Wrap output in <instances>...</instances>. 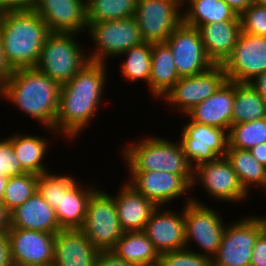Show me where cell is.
<instances>
[{
	"label": "cell",
	"instance_id": "obj_49",
	"mask_svg": "<svg viewBox=\"0 0 266 266\" xmlns=\"http://www.w3.org/2000/svg\"><path fill=\"white\" fill-rule=\"evenodd\" d=\"M8 179L9 177H0V203L3 201Z\"/></svg>",
	"mask_w": 266,
	"mask_h": 266
},
{
	"label": "cell",
	"instance_id": "obj_34",
	"mask_svg": "<svg viewBox=\"0 0 266 266\" xmlns=\"http://www.w3.org/2000/svg\"><path fill=\"white\" fill-rule=\"evenodd\" d=\"M227 138V147L244 150L266 142V118L231 125Z\"/></svg>",
	"mask_w": 266,
	"mask_h": 266
},
{
	"label": "cell",
	"instance_id": "obj_33",
	"mask_svg": "<svg viewBox=\"0 0 266 266\" xmlns=\"http://www.w3.org/2000/svg\"><path fill=\"white\" fill-rule=\"evenodd\" d=\"M137 0H86L87 24L135 16Z\"/></svg>",
	"mask_w": 266,
	"mask_h": 266
},
{
	"label": "cell",
	"instance_id": "obj_51",
	"mask_svg": "<svg viewBox=\"0 0 266 266\" xmlns=\"http://www.w3.org/2000/svg\"><path fill=\"white\" fill-rule=\"evenodd\" d=\"M143 266H164L161 261L155 262V263H151V264H146Z\"/></svg>",
	"mask_w": 266,
	"mask_h": 266
},
{
	"label": "cell",
	"instance_id": "obj_44",
	"mask_svg": "<svg viewBox=\"0 0 266 266\" xmlns=\"http://www.w3.org/2000/svg\"><path fill=\"white\" fill-rule=\"evenodd\" d=\"M12 73L13 69L6 61L0 37V87L7 81V79L12 75Z\"/></svg>",
	"mask_w": 266,
	"mask_h": 266
},
{
	"label": "cell",
	"instance_id": "obj_21",
	"mask_svg": "<svg viewBox=\"0 0 266 266\" xmlns=\"http://www.w3.org/2000/svg\"><path fill=\"white\" fill-rule=\"evenodd\" d=\"M234 82L226 80L209 98L195 106L185 116L192 122L222 128L227 133L232 122Z\"/></svg>",
	"mask_w": 266,
	"mask_h": 266
},
{
	"label": "cell",
	"instance_id": "obj_48",
	"mask_svg": "<svg viewBox=\"0 0 266 266\" xmlns=\"http://www.w3.org/2000/svg\"><path fill=\"white\" fill-rule=\"evenodd\" d=\"M10 227V212L0 203V234L7 233Z\"/></svg>",
	"mask_w": 266,
	"mask_h": 266
},
{
	"label": "cell",
	"instance_id": "obj_26",
	"mask_svg": "<svg viewBox=\"0 0 266 266\" xmlns=\"http://www.w3.org/2000/svg\"><path fill=\"white\" fill-rule=\"evenodd\" d=\"M180 78L169 46L165 42L152 43L151 71L147 86L150 95L159 101Z\"/></svg>",
	"mask_w": 266,
	"mask_h": 266
},
{
	"label": "cell",
	"instance_id": "obj_3",
	"mask_svg": "<svg viewBox=\"0 0 266 266\" xmlns=\"http://www.w3.org/2000/svg\"><path fill=\"white\" fill-rule=\"evenodd\" d=\"M44 20L32 9L0 11V37L11 68L35 67L47 35Z\"/></svg>",
	"mask_w": 266,
	"mask_h": 266
},
{
	"label": "cell",
	"instance_id": "obj_38",
	"mask_svg": "<svg viewBox=\"0 0 266 266\" xmlns=\"http://www.w3.org/2000/svg\"><path fill=\"white\" fill-rule=\"evenodd\" d=\"M160 261L164 266H213L211 258L186 248L162 253Z\"/></svg>",
	"mask_w": 266,
	"mask_h": 266
},
{
	"label": "cell",
	"instance_id": "obj_14",
	"mask_svg": "<svg viewBox=\"0 0 266 266\" xmlns=\"http://www.w3.org/2000/svg\"><path fill=\"white\" fill-rule=\"evenodd\" d=\"M222 67L227 80L249 83L266 70V36L241 31L231 55Z\"/></svg>",
	"mask_w": 266,
	"mask_h": 266
},
{
	"label": "cell",
	"instance_id": "obj_4",
	"mask_svg": "<svg viewBox=\"0 0 266 266\" xmlns=\"http://www.w3.org/2000/svg\"><path fill=\"white\" fill-rule=\"evenodd\" d=\"M130 142L120 150L128 172L164 171L194 176V168L187 160L179 139L175 143L164 137L150 135L135 140V143Z\"/></svg>",
	"mask_w": 266,
	"mask_h": 266
},
{
	"label": "cell",
	"instance_id": "obj_30",
	"mask_svg": "<svg viewBox=\"0 0 266 266\" xmlns=\"http://www.w3.org/2000/svg\"><path fill=\"white\" fill-rule=\"evenodd\" d=\"M225 157L248 194H252L250 188L253 185L266 191V167L258 162L249 150L227 147Z\"/></svg>",
	"mask_w": 266,
	"mask_h": 266
},
{
	"label": "cell",
	"instance_id": "obj_15",
	"mask_svg": "<svg viewBox=\"0 0 266 266\" xmlns=\"http://www.w3.org/2000/svg\"><path fill=\"white\" fill-rule=\"evenodd\" d=\"M165 43L172 51L180 77L201 74L214 64L207 57L199 29L182 22Z\"/></svg>",
	"mask_w": 266,
	"mask_h": 266
},
{
	"label": "cell",
	"instance_id": "obj_47",
	"mask_svg": "<svg viewBox=\"0 0 266 266\" xmlns=\"http://www.w3.org/2000/svg\"><path fill=\"white\" fill-rule=\"evenodd\" d=\"M249 151L258 162L266 167V142L254 146Z\"/></svg>",
	"mask_w": 266,
	"mask_h": 266
},
{
	"label": "cell",
	"instance_id": "obj_17",
	"mask_svg": "<svg viewBox=\"0 0 266 266\" xmlns=\"http://www.w3.org/2000/svg\"><path fill=\"white\" fill-rule=\"evenodd\" d=\"M13 266H52L55 234L9 227Z\"/></svg>",
	"mask_w": 266,
	"mask_h": 266
},
{
	"label": "cell",
	"instance_id": "obj_50",
	"mask_svg": "<svg viewBox=\"0 0 266 266\" xmlns=\"http://www.w3.org/2000/svg\"><path fill=\"white\" fill-rule=\"evenodd\" d=\"M256 218L258 219L259 223L261 224V228H262V232L265 234L266 236V216H258L255 215Z\"/></svg>",
	"mask_w": 266,
	"mask_h": 266
},
{
	"label": "cell",
	"instance_id": "obj_40",
	"mask_svg": "<svg viewBox=\"0 0 266 266\" xmlns=\"http://www.w3.org/2000/svg\"><path fill=\"white\" fill-rule=\"evenodd\" d=\"M250 266H266V236L263 232L255 240Z\"/></svg>",
	"mask_w": 266,
	"mask_h": 266
},
{
	"label": "cell",
	"instance_id": "obj_42",
	"mask_svg": "<svg viewBox=\"0 0 266 266\" xmlns=\"http://www.w3.org/2000/svg\"><path fill=\"white\" fill-rule=\"evenodd\" d=\"M0 266H13L7 233L0 234Z\"/></svg>",
	"mask_w": 266,
	"mask_h": 266
},
{
	"label": "cell",
	"instance_id": "obj_12",
	"mask_svg": "<svg viewBox=\"0 0 266 266\" xmlns=\"http://www.w3.org/2000/svg\"><path fill=\"white\" fill-rule=\"evenodd\" d=\"M198 184H201L204 192L214 200L233 204L247 201L246 199L250 197L241 186L237 174L225 156L194 168L192 189Z\"/></svg>",
	"mask_w": 266,
	"mask_h": 266
},
{
	"label": "cell",
	"instance_id": "obj_41",
	"mask_svg": "<svg viewBox=\"0 0 266 266\" xmlns=\"http://www.w3.org/2000/svg\"><path fill=\"white\" fill-rule=\"evenodd\" d=\"M95 266H136L122 260L114 252L99 251L95 261Z\"/></svg>",
	"mask_w": 266,
	"mask_h": 266
},
{
	"label": "cell",
	"instance_id": "obj_8",
	"mask_svg": "<svg viewBox=\"0 0 266 266\" xmlns=\"http://www.w3.org/2000/svg\"><path fill=\"white\" fill-rule=\"evenodd\" d=\"M81 231L98 251H110L115 247L124 231L113 195L100 188L92 194Z\"/></svg>",
	"mask_w": 266,
	"mask_h": 266
},
{
	"label": "cell",
	"instance_id": "obj_7",
	"mask_svg": "<svg viewBox=\"0 0 266 266\" xmlns=\"http://www.w3.org/2000/svg\"><path fill=\"white\" fill-rule=\"evenodd\" d=\"M86 30L94 45L93 52H87L90 61L107 63L108 58L144 42L135 17L87 24Z\"/></svg>",
	"mask_w": 266,
	"mask_h": 266
},
{
	"label": "cell",
	"instance_id": "obj_23",
	"mask_svg": "<svg viewBox=\"0 0 266 266\" xmlns=\"http://www.w3.org/2000/svg\"><path fill=\"white\" fill-rule=\"evenodd\" d=\"M10 227L56 234L61 230L56 212L38 193L10 211Z\"/></svg>",
	"mask_w": 266,
	"mask_h": 266
},
{
	"label": "cell",
	"instance_id": "obj_13",
	"mask_svg": "<svg viewBox=\"0 0 266 266\" xmlns=\"http://www.w3.org/2000/svg\"><path fill=\"white\" fill-rule=\"evenodd\" d=\"M129 175L126 182L158 207H167V204L180 197L182 199V196L187 199L185 203H189L194 197L189 193L192 192L194 176H180L164 171L129 172Z\"/></svg>",
	"mask_w": 266,
	"mask_h": 266
},
{
	"label": "cell",
	"instance_id": "obj_2",
	"mask_svg": "<svg viewBox=\"0 0 266 266\" xmlns=\"http://www.w3.org/2000/svg\"><path fill=\"white\" fill-rule=\"evenodd\" d=\"M61 85L35 67L14 69L0 87V99L10 101L52 135L59 107Z\"/></svg>",
	"mask_w": 266,
	"mask_h": 266
},
{
	"label": "cell",
	"instance_id": "obj_9",
	"mask_svg": "<svg viewBox=\"0 0 266 266\" xmlns=\"http://www.w3.org/2000/svg\"><path fill=\"white\" fill-rule=\"evenodd\" d=\"M182 5V0H137L134 17L144 42H165L183 22Z\"/></svg>",
	"mask_w": 266,
	"mask_h": 266
},
{
	"label": "cell",
	"instance_id": "obj_28",
	"mask_svg": "<svg viewBox=\"0 0 266 266\" xmlns=\"http://www.w3.org/2000/svg\"><path fill=\"white\" fill-rule=\"evenodd\" d=\"M182 4L183 22L197 29L208 23L240 20L223 0H182Z\"/></svg>",
	"mask_w": 266,
	"mask_h": 266
},
{
	"label": "cell",
	"instance_id": "obj_27",
	"mask_svg": "<svg viewBox=\"0 0 266 266\" xmlns=\"http://www.w3.org/2000/svg\"><path fill=\"white\" fill-rule=\"evenodd\" d=\"M7 139L12 143L14 153L26 172L37 175L49 172L43 162L50 148L49 140L45 137L17 132L12 136L9 135Z\"/></svg>",
	"mask_w": 266,
	"mask_h": 266
},
{
	"label": "cell",
	"instance_id": "obj_32",
	"mask_svg": "<svg viewBox=\"0 0 266 266\" xmlns=\"http://www.w3.org/2000/svg\"><path fill=\"white\" fill-rule=\"evenodd\" d=\"M152 43L143 42L140 45L131 47L117 57L122 56L121 74L125 81L135 83L142 81L148 85L151 71Z\"/></svg>",
	"mask_w": 266,
	"mask_h": 266
},
{
	"label": "cell",
	"instance_id": "obj_36",
	"mask_svg": "<svg viewBox=\"0 0 266 266\" xmlns=\"http://www.w3.org/2000/svg\"><path fill=\"white\" fill-rule=\"evenodd\" d=\"M75 178L72 174L57 175L50 171L43 173L38 176L37 191L56 210L62 193H67V190L77 181Z\"/></svg>",
	"mask_w": 266,
	"mask_h": 266
},
{
	"label": "cell",
	"instance_id": "obj_43",
	"mask_svg": "<svg viewBox=\"0 0 266 266\" xmlns=\"http://www.w3.org/2000/svg\"><path fill=\"white\" fill-rule=\"evenodd\" d=\"M34 0H0V11L31 9Z\"/></svg>",
	"mask_w": 266,
	"mask_h": 266
},
{
	"label": "cell",
	"instance_id": "obj_45",
	"mask_svg": "<svg viewBox=\"0 0 266 266\" xmlns=\"http://www.w3.org/2000/svg\"><path fill=\"white\" fill-rule=\"evenodd\" d=\"M249 83L266 101V70L257 75Z\"/></svg>",
	"mask_w": 266,
	"mask_h": 266
},
{
	"label": "cell",
	"instance_id": "obj_35",
	"mask_svg": "<svg viewBox=\"0 0 266 266\" xmlns=\"http://www.w3.org/2000/svg\"><path fill=\"white\" fill-rule=\"evenodd\" d=\"M38 176L27 172L9 177L2 201L9 212L22 205L37 192Z\"/></svg>",
	"mask_w": 266,
	"mask_h": 266
},
{
	"label": "cell",
	"instance_id": "obj_10",
	"mask_svg": "<svg viewBox=\"0 0 266 266\" xmlns=\"http://www.w3.org/2000/svg\"><path fill=\"white\" fill-rule=\"evenodd\" d=\"M262 232L256 216L242 217L227 223L213 266H250L254 243Z\"/></svg>",
	"mask_w": 266,
	"mask_h": 266
},
{
	"label": "cell",
	"instance_id": "obj_29",
	"mask_svg": "<svg viewBox=\"0 0 266 266\" xmlns=\"http://www.w3.org/2000/svg\"><path fill=\"white\" fill-rule=\"evenodd\" d=\"M111 251L136 266L160 261L159 252L143 231L124 232Z\"/></svg>",
	"mask_w": 266,
	"mask_h": 266
},
{
	"label": "cell",
	"instance_id": "obj_25",
	"mask_svg": "<svg viewBox=\"0 0 266 266\" xmlns=\"http://www.w3.org/2000/svg\"><path fill=\"white\" fill-rule=\"evenodd\" d=\"M79 183L77 180L67 193H62L60 203L55 210L61 229H81L89 200L98 189L95 183L86 184V186Z\"/></svg>",
	"mask_w": 266,
	"mask_h": 266
},
{
	"label": "cell",
	"instance_id": "obj_6",
	"mask_svg": "<svg viewBox=\"0 0 266 266\" xmlns=\"http://www.w3.org/2000/svg\"><path fill=\"white\" fill-rule=\"evenodd\" d=\"M214 209L201 202L197 196L183 205L186 249L211 259L218 251L227 226L222 216L219 215V211ZM194 241L202 252L190 247L192 246L190 243Z\"/></svg>",
	"mask_w": 266,
	"mask_h": 266
},
{
	"label": "cell",
	"instance_id": "obj_18",
	"mask_svg": "<svg viewBox=\"0 0 266 266\" xmlns=\"http://www.w3.org/2000/svg\"><path fill=\"white\" fill-rule=\"evenodd\" d=\"M53 33H84L86 0H34L31 8Z\"/></svg>",
	"mask_w": 266,
	"mask_h": 266
},
{
	"label": "cell",
	"instance_id": "obj_39",
	"mask_svg": "<svg viewBox=\"0 0 266 266\" xmlns=\"http://www.w3.org/2000/svg\"><path fill=\"white\" fill-rule=\"evenodd\" d=\"M27 173L17 159L12 143L4 138L0 140V177H13Z\"/></svg>",
	"mask_w": 266,
	"mask_h": 266
},
{
	"label": "cell",
	"instance_id": "obj_16",
	"mask_svg": "<svg viewBox=\"0 0 266 266\" xmlns=\"http://www.w3.org/2000/svg\"><path fill=\"white\" fill-rule=\"evenodd\" d=\"M187 122L181 128L179 141L193 168L226 155L228 138L224 129L195 123L190 119Z\"/></svg>",
	"mask_w": 266,
	"mask_h": 266
},
{
	"label": "cell",
	"instance_id": "obj_37",
	"mask_svg": "<svg viewBox=\"0 0 266 266\" xmlns=\"http://www.w3.org/2000/svg\"><path fill=\"white\" fill-rule=\"evenodd\" d=\"M239 17L242 32L266 36V6L253 3Z\"/></svg>",
	"mask_w": 266,
	"mask_h": 266
},
{
	"label": "cell",
	"instance_id": "obj_52",
	"mask_svg": "<svg viewBox=\"0 0 266 266\" xmlns=\"http://www.w3.org/2000/svg\"><path fill=\"white\" fill-rule=\"evenodd\" d=\"M254 3L266 6V0H254Z\"/></svg>",
	"mask_w": 266,
	"mask_h": 266
},
{
	"label": "cell",
	"instance_id": "obj_1",
	"mask_svg": "<svg viewBox=\"0 0 266 266\" xmlns=\"http://www.w3.org/2000/svg\"><path fill=\"white\" fill-rule=\"evenodd\" d=\"M107 65L89 60L71 80L61 85L54 126L58 135L70 141L77 139L96 117L107 87Z\"/></svg>",
	"mask_w": 266,
	"mask_h": 266
},
{
	"label": "cell",
	"instance_id": "obj_46",
	"mask_svg": "<svg viewBox=\"0 0 266 266\" xmlns=\"http://www.w3.org/2000/svg\"><path fill=\"white\" fill-rule=\"evenodd\" d=\"M228 4L237 15H240L245 9L254 3V0H223Z\"/></svg>",
	"mask_w": 266,
	"mask_h": 266
},
{
	"label": "cell",
	"instance_id": "obj_20",
	"mask_svg": "<svg viewBox=\"0 0 266 266\" xmlns=\"http://www.w3.org/2000/svg\"><path fill=\"white\" fill-rule=\"evenodd\" d=\"M98 252L81 229H61L55 234L52 266H95Z\"/></svg>",
	"mask_w": 266,
	"mask_h": 266
},
{
	"label": "cell",
	"instance_id": "obj_19",
	"mask_svg": "<svg viewBox=\"0 0 266 266\" xmlns=\"http://www.w3.org/2000/svg\"><path fill=\"white\" fill-rule=\"evenodd\" d=\"M171 210L157 207L143 230L160 255L186 248L183 209L179 213Z\"/></svg>",
	"mask_w": 266,
	"mask_h": 266
},
{
	"label": "cell",
	"instance_id": "obj_11",
	"mask_svg": "<svg viewBox=\"0 0 266 266\" xmlns=\"http://www.w3.org/2000/svg\"><path fill=\"white\" fill-rule=\"evenodd\" d=\"M227 80L222 65H213L207 71L181 77L161 99L182 116L209 98Z\"/></svg>",
	"mask_w": 266,
	"mask_h": 266
},
{
	"label": "cell",
	"instance_id": "obj_31",
	"mask_svg": "<svg viewBox=\"0 0 266 266\" xmlns=\"http://www.w3.org/2000/svg\"><path fill=\"white\" fill-rule=\"evenodd\" d=\"M231 125L266 118V101L250 83L234 82Z\"/></svg>",
	"mask_w": 266,
	"mask_h": 266
},
{
	"label": "cell",
	"instance_id": "obj_22",
	"mask_svg": "<svg viewBox=\"0 0 266 266\" xmlns=\"http://www.w3.org/2000/svg\"><path fill=\"white\" fill-rule=\"evenodd\" d=\"M123 184L117 195L113 196L120 226L124 232L143 231L158 206L126 181Z\"/></svg>",
	"mask_w": 266,
	"mask_h": 266
},
{
	"label": "cell",
	"instance_id": "obj_5",
	"mask_svg": "<svg viewBox=\"0 0 266 266\" xmlns=\"http://www.w3.org/2000/svg\"><path fill=\"white\" fill-rule=\"evenodd\" d=\"M74 33L50 32L40 52L35 68L60 85L67 83L88 62L86 48L83 49Z\"/></svg>",
	"mask_w": 266,
	"mask_h": 266
},
{
	"label": "cell",
	"instance_id": "obj_24",
	"mask_svg": "<svg viewBox=\"0 0 266 266\" xmlns=\"http://www.w3.org/2000/svg\"><path fill=\"white\" fill-rule=\"evenodd\" d=\"M207 57L214 65H222L231 55L241 32L240 20H226L199 28Z\"/></svg>",
	"mask_w": 266,
	"mask_h": 266
}]
</instances>
